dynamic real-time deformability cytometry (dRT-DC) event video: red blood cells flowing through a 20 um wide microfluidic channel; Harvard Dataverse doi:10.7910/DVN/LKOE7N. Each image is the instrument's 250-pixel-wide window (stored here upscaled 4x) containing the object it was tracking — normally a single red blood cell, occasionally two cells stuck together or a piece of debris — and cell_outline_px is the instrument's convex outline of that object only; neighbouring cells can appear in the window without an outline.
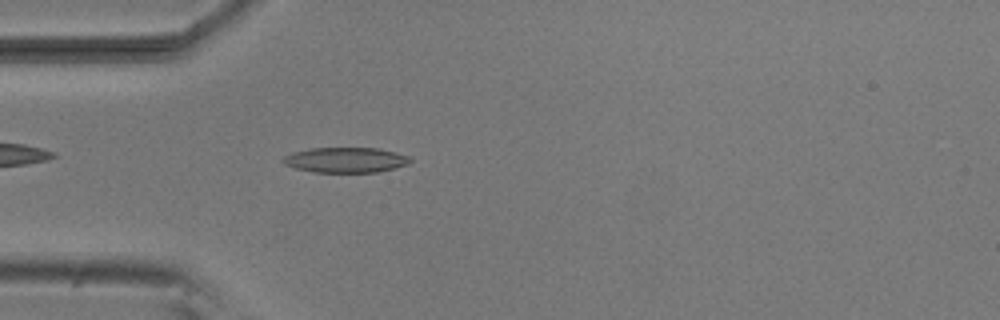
{"species": "common noctule bat (a hibernating species)", "species_latin": "Nyctalus noctula", "temperature_condition": "room temperature", "stored_images_in_passage": 41, "camera_frame_rate_fps": 3000, "um_per_image_px": 0.085, "animal": {"sex": "male", "body_mass_g": 20.5, "forearm_length_mm": 52.5}, "frame": {"image": 1, "passage_image": 4, "time_ms": 1.0, "image_size_px": [1000, 320], "cell_outline_px": [[412, 160], [408, 164], [376, 172], [312, 172], [296, 168], [284, 164], [280, 160], [284, 156], [292, 152], [308, 148], [380, 148], [396, 152], [408, 156]], "centroid_in_image_um": [29.34, 13.59], "position_along_channel_um": 55.7, "area_um2": 18.73}}
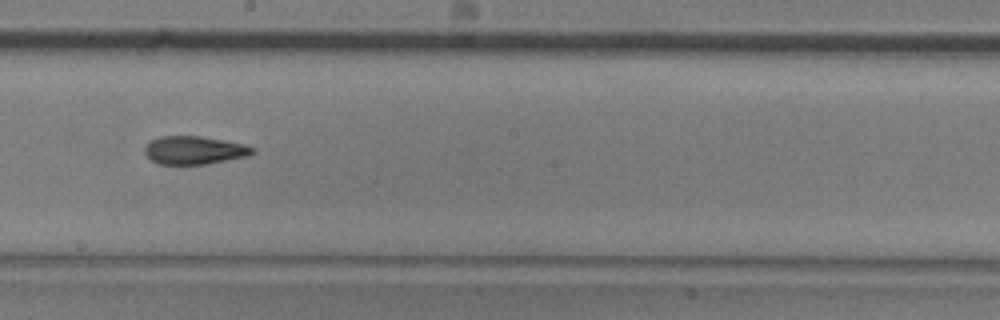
{"frame": {"image": 2, "passage_image": 18, "time_ms": 5.667, "image_size_px": [1000, 320], "cell_outline_px": [[256, 152], [248, 156], [208, 164], [156, 164], [144, 152], [144, 148], [152, 140], [160, 136], [200, 136], [224, 140], [244, 144], [256, 148]], "centroid_in_image_um": [16.55, 12.77], "position_along_channel_um": 231.6, "area_um2": 17.74}}
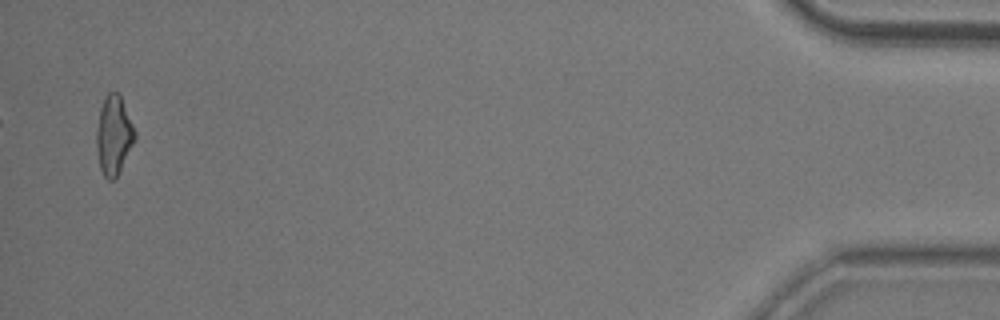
{"frame": {"image": 3, "passage_image": 40, "time_ms": 13.0, "image_size_px": [1000, 320], "cell_outline_px": [[136, 140], [116, 176], [112, 180], [108, 180], [104, 176], [100, 168], [96, 148], [96, 128], [100, 108], [108, 92], [116, 92], [120, 96], [136, 132]], "centroid_in_image_um": [9.66, 11.51], "position_along_channel_um": 425.5, "area_um2": 17.46}, "authors_computed_cell_mechanics": {"area_um2": 17.8024, "velocity_mm_per_s": 3.8505, "shape_relaxation_time_tau1_ms": 5.7918, "shape_relaxation_time_tau2_ms": 3.8936, "deformation_change_tau1": 0.1739, "deformation_change_tau2": 0.128}}